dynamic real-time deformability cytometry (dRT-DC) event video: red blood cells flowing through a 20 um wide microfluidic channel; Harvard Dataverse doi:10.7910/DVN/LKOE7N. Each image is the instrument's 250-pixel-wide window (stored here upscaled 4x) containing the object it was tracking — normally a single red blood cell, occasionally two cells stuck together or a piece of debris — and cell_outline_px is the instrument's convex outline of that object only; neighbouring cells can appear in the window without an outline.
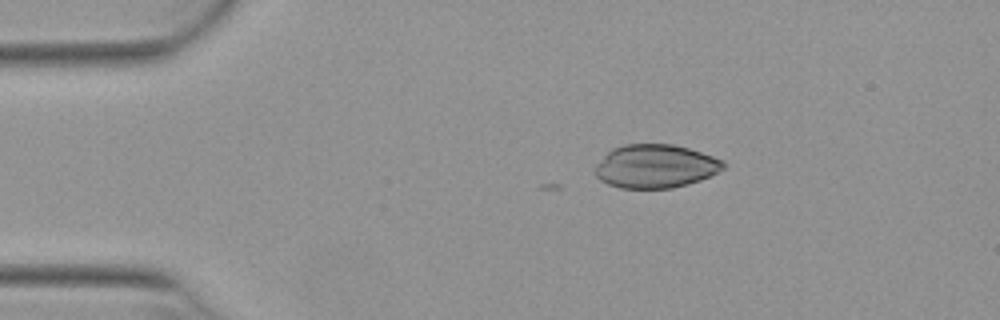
{"species": "Egyptian fruit bat (a non-hibernating species)", "species_latin": "Rousettus aegyptiacus", "temperature_condition": "warm", "stored_images_in_passage": 2, "camera_frame_rate_fps": 3000, "um_per_image_px": 0.085, "animal": {"sex": "female"}, "frame": {"image": 1, "passage_image": 2, "time_ms": 0.333, "image_size_px": [1000, 320], "cell_outline_px": [[724, 168], [700, 180], [688, 184], [672, 188], [620, 188], [608, 184], [600, 180], [596, 176], [596, 164], [612, 148], [624, 144], [672, 144], [688, 148], [712, 156], [720, 160], [724, 164]], "centroid_in_image_um": [55.67, 14.13], "position_along_channel_um": 29.3, "area_um2": 32.19}}